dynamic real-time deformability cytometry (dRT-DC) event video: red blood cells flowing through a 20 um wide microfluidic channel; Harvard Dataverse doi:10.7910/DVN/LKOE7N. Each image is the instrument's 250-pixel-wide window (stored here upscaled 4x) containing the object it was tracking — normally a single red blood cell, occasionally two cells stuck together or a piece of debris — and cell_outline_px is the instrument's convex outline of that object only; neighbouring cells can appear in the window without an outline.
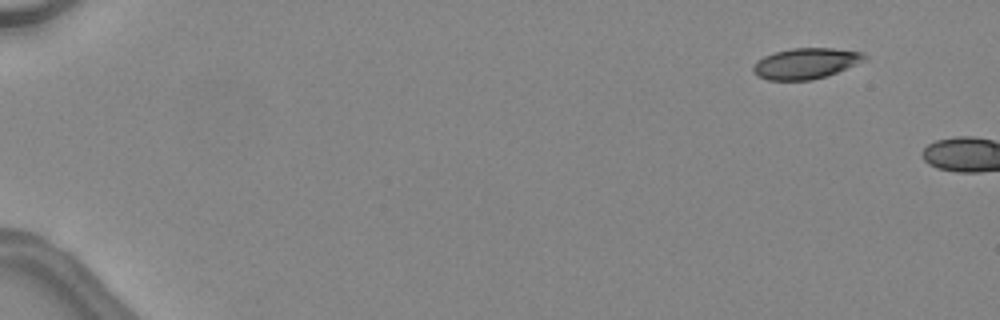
{"species": "common noctule bat (a hibernating species)", "species_latin": "Nyctalus noctula", "temperature_condition": "warm", "stored_images_in_passage": 3, "camera_frame_rate_fps": 3000, "um_per_image_px": 0.085, "animal": {"sex": "female", "body_mass_g": 24.6, "forearm_length_mm": 56.2}, "frame": {"image": 1, "passage_image": 1, "time_ms": 0.0, "image_size_px": [1000, 320], "cell_outline_px": [[868, 60], [828, 76], [812, 80], [768, 80], [756, 76], [752, 72], [752, 68], [756, 60], [764, 56], [776, 52], [792, 48], [832, 48], [864, 52], [868, 56]], "centroid_in_image_um": [68.52, 5.4], "position_along_channel_um": 16.5, "area_um2": 20.35}}